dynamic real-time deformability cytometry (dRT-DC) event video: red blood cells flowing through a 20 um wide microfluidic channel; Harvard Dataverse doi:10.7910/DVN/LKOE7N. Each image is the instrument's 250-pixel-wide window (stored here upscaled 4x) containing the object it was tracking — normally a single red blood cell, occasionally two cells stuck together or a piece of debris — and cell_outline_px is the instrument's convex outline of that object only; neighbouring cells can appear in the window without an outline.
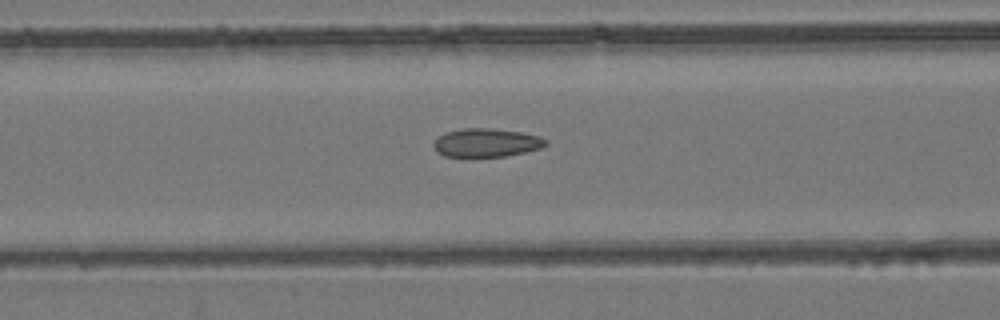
{"species": "common noctule bat (a hibernating species)", "species_latin": "Nyctalus noctula", "temperature_condition": "room temperature", "stored_images_in_passage": 41, "camera_frame_rate_fps": 3000, "um_per_image_px": 0.085, "animal": {"sex": "female", "body_mass_g": 24.6, "forearm_length_mm": 56.2}, "frame": {"image": 1, "passage_image": 8, "time_ms": 2.333, "image_size_px": [1000, 320], "cell_outline_px": [[548, 144], [540, 148], [524, 152], [504, 156], [444, 156], [436, 152], [432, 144], [440, 136], [448, 132], [464, 128], [492, 128], [524, 132], [540, 136], [548, 140]], "centroid_in_image_um": [41.38, 12.12], "position_along_channel_um": 125.2, "area_um2": 18.55}}
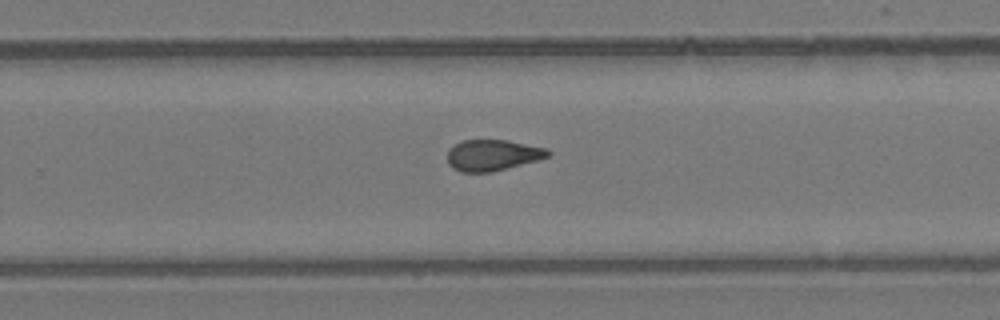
{"frame": {"image": 2, "passage_image": 21, "time_ms": 6.667, "image_size_px": [1000, 320], "cell_outline_px": [[552, 156], [492, 172], [460, 172], [452, 168], [448, 164], [448, 148], [452, 144], [460, 140], [508, 140], [548, 148], [552, 152]], "centroid_in_image_um": [41.87, 13.18], "position_along_channel_um": 287.9, "area_um2": 18.55}}
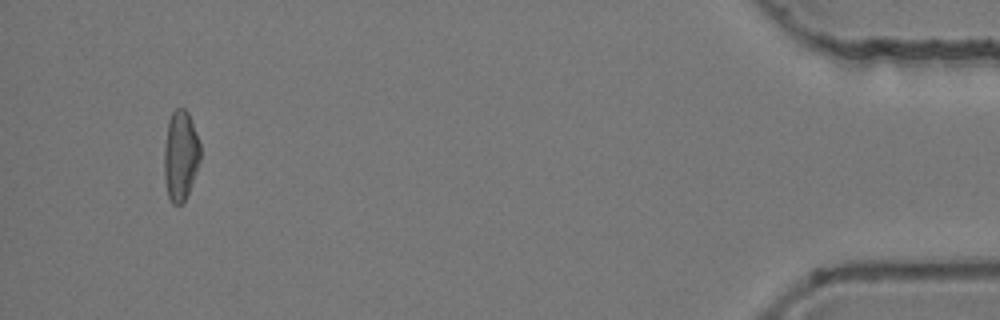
{"frame": {"image": 3, "passage_image": 38, "time_ms": 12.333, "image_size_px": [1000, 320], "cell_outline_px": [[200, 160], [196, 172], [188, 192], [184, 200], [180, 204], [172, 204], [168, 196], [164, 180], [164, 148], [168, 120], [172, 112], [176, 108], [184, 108], [188, 112], [200, 144]], "centroid_in_image_um": [15.33, 13.21], "position_along_channel_um": 419.9, "area_um2": 18.9}, "authors_computed_cell_mechanics": {"area_um2": 18.785, "velocity_mm_per_s": 3.7552, "shape_relaxation_time_tau1_ms": null, "shape_relaxation_time_tau2_ms": 2.3937, "deformation_change_tau1": null, "deformation_change_tau2": 0.0955}}